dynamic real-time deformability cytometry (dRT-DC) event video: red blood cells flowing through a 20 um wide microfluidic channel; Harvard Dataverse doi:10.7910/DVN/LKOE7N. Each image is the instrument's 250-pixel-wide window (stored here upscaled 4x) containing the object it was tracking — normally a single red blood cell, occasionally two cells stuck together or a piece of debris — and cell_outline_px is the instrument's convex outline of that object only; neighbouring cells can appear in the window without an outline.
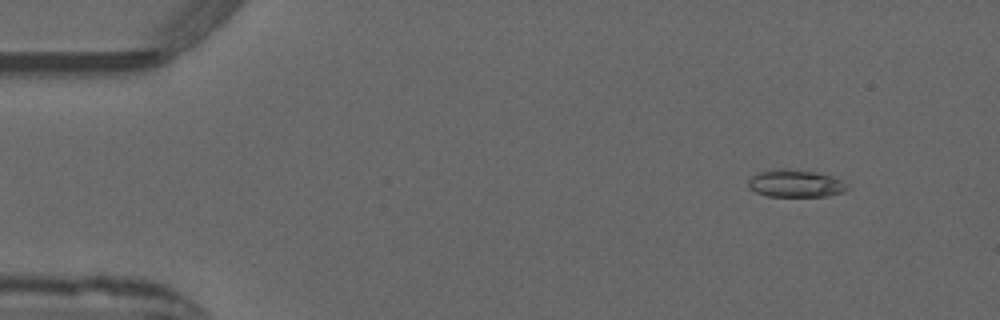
{"species": "common noctule bat (a hibernating species)", "species_latin": "Nyctalus noctula", "temperature_condition": "warm", "stored_images_in_passage": 52, "camera_frame_rate_fps": 3000, "um_per_image_px": 0.085, "animal": {"sex": "male", "forearm_length_mm": 52.5}, "frame": {"image": 1, "passage_image": 6, "time_ms": 1.667, "image_size_px": [1000, 320], "cell_outline_px": [[848, 188], [844, 192], [824, 196], [768, 196], [756, 192], [748, 188], [748, 180], [752, 176], [760, 172], [772, 168], [784, 168], [816, 172], [832, 176], [844, 180], [848, 184]], "centroid_in_image_um": [67.62, 15.58], "position_along_channel_um": 17.4, "area_um2": 16.01}}
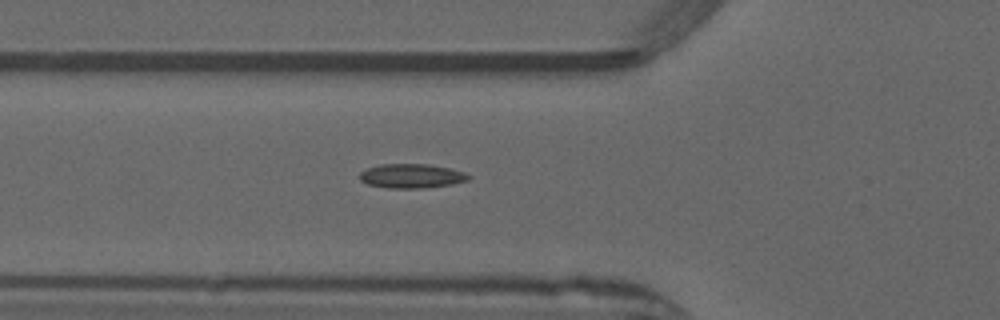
{"frame": {"image": 2, "passage_image": 19, "time_ms": 6.0, "image_size_px": [1000, 320], "cell_outline_px": [[472, 176], [468, 180], [452, 184], [424, 188], [388, 188], [368, 184], [360, 180], [360, 172], [364, 168], [380, 164], [428, 164], [448, 168], [464, 172]], "centroid_in_image_um": [34.96, 14.95], "position_along_channel_um": 90.8, "area_um2": 15.43}}
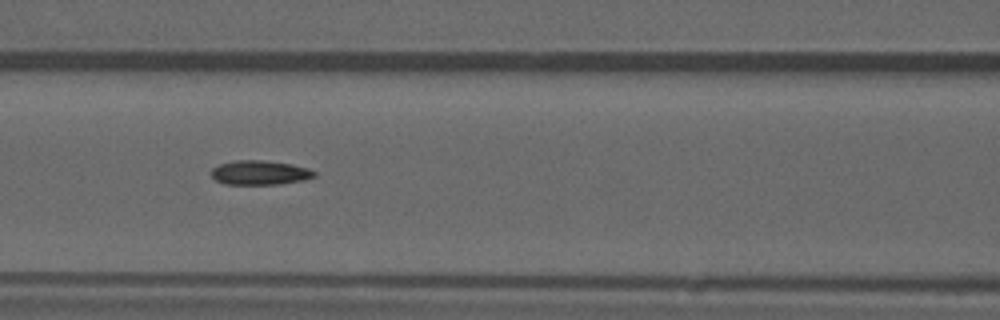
{"frame": {"image": 3, "passage_image": 23, "time_ms": 7.333, "image_size_px": [1000, 320], "cell_outline_px": [[316, 176], [304, 180], [280, 184], [224, 184], [216, 180], [212, 176], [212, 168], [220, 164], [236, 160], [260, 160], [292, 164], [308, 168], [316, 172]], "centroid_in_image_um": [22.11, 14.68], "position_along_channel_um": 144.5, "area_um2": 14.57}}